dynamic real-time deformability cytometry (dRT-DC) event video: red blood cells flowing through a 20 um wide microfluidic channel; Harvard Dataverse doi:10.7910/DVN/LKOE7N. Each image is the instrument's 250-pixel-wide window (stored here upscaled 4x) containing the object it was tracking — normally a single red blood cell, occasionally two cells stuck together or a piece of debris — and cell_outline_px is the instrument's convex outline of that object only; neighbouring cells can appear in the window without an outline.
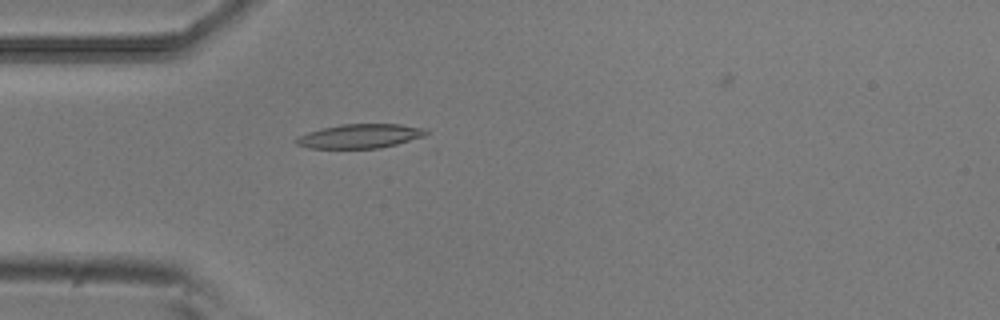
{"species": "common noctule bat (a hibernating species)", "species_latin": "Nyctalus noctula", "temperature_condition": "room temperature", "stored_images_in_passage": 32, "camera_frame_rate_fps": 3000, "um_per_image_px": 0.085, "animal": {"sex": "male", "body_mass_g": 20.5, "forearm_length_mm": 52.5}, "frame": {"image": 1, "passage_image": 1, "time_ms": 0.0, "image_size_px": [1000, 320], "cell_outline_px": [[428, 132], [424, 136], [396, 144], [380, 148], [308, 148], [296, 144], [292, 140], [296, 136], [308, 132], [340, 124], [400, 124], [424, 128]], "centroid_in_image_um": [30.54, 11.57], "position_along_channel_um": 54.5, "area_um2": 18.26}}
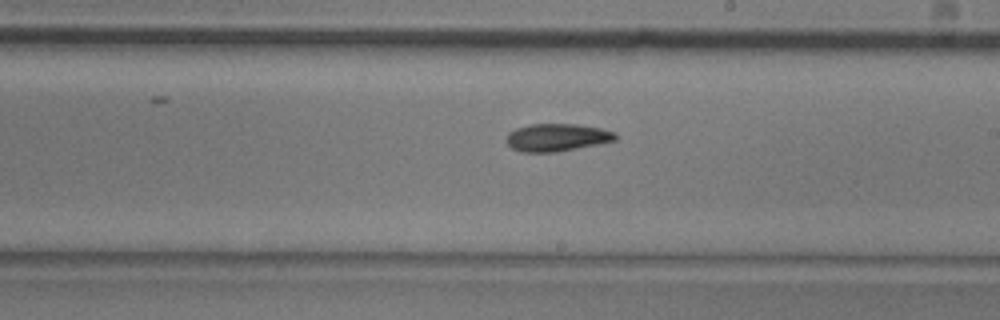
{"frame": {"image": 2, "passage_image": 16, "time_ms": 5.0, "image_size_px": [1000, 320], "cell_outline_px": [[616, 140], [556, 152], [520, 152], [512, 148], [504, 140], [508, 132], [516, 128], [528, 124], [576, 124], [600, 128], [616, 132]], "centroid_in_image_um": [47.28, 11.68], "position_along_channel_um": 241.7, "area_um2": 17.57}}
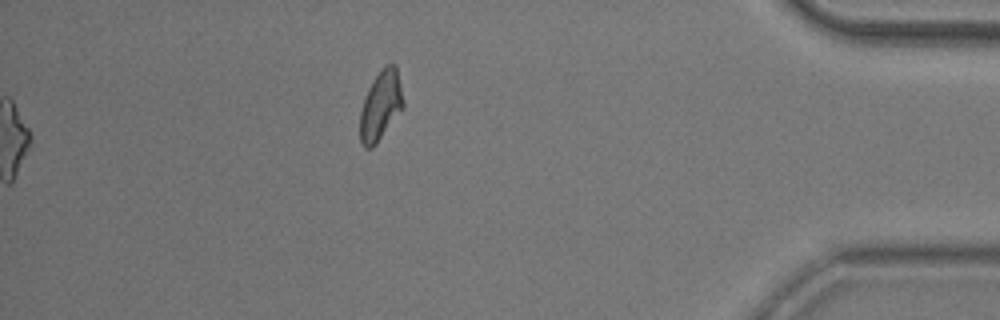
{"frame": {"image": 3, "passage_image": 32, "time_ms": 10.333, "image_size_px": [1000, 320], "cell_outline_px": [[404, 108], [376, 144], [372, 148], [364, 148], [360, 144], [360, 112], [368, 88], [372, 80], [384, 64], [396, 64], [404, 104]], "centroid_in_image_um": [32.36, 8.98], "position_along_channel_um": 402.8, "area_um2": 17.63}, "authors_computed_cell_mechanics": {"area_um2": 17.6001, "velocity_mm_per_s": 3.845, "shape_relaxation_time_tau1_ms": 6.5097, "shape_relaxation_time_tau2_ms": null, "deformation_change_tau1": 0.1791, "deformation_change_tau2": null}}